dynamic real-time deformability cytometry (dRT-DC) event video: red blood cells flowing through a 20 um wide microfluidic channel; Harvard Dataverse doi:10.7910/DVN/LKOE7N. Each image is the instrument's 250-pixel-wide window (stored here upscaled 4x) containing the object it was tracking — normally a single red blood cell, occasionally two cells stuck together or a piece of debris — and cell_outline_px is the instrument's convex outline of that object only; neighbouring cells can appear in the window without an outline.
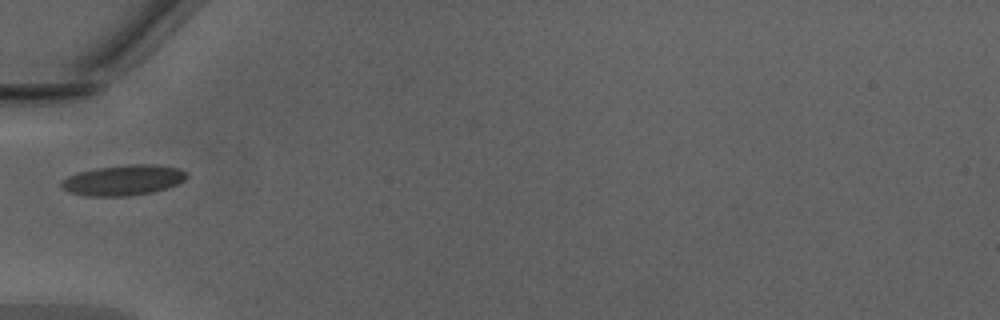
{"species": "Egyptian fruit bat (a non-hibernating species)", "species_latin": "Rousettus aegyptiacus", "temperature_condition": "warm", "stored_images_in_passage": 3, "camera_frame_rate_fps": 3000, "um_per_image_px": 0.085, "animal": {"sex": "male"}, "frame": {"image": 1, "passage_image": 1, "time_ms": 0.0, "image_size_px": [1000, 320], "cell_outline_px": [[188, 176], [184, 180], [168, 188], [152, 192], [128, 196], [88, 196], [68, 192], [60, 184], [60, 180], [68, 176], [80, 172], [96, 168], [128, 164], [152, 164], [180, 168], [188, 172]], "centroid_in_image_um": [10.5, 15.31], "position_along_channel_um": 74.5, "area_um2": 22.31}}